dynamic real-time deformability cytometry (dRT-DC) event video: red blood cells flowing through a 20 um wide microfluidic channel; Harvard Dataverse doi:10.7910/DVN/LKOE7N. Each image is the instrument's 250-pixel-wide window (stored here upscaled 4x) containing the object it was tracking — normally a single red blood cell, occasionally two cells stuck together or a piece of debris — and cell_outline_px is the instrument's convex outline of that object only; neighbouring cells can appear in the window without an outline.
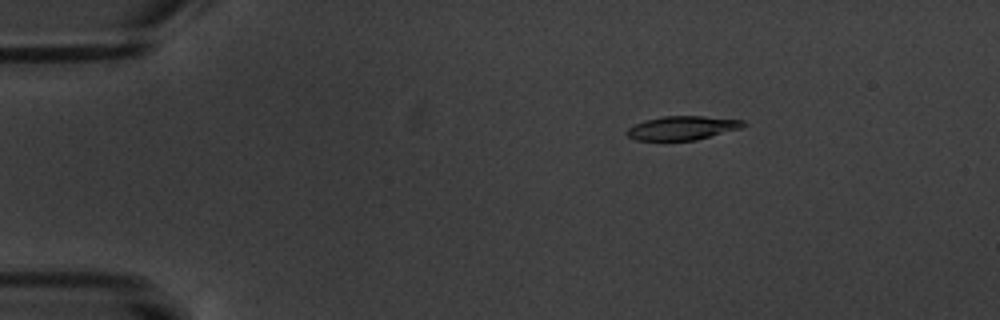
{"species": "common noctule bat (a hibernating species)", "species_latin": "Nyctalus noctula", "temperature_condition": "warm", "stored_images_in_passage": 5, "camera_frame_rate_fps": 3000, "um_per_image_px": 0.085, "animal": {"sex": "male", "body_mass_g": 20.1, "forearm_length_mm": 53.5}, "frame": {"image": 1, "passage_image": 2, "time_ms": 1.0, "image_size_px": [1000, 320], "cell_outline_px": [[748, 124], [740, 128], [696, 140], [636, 140], [628, 136], [624, 132], [632, 124], [644, 120], [664, 116], [704, 116], [744, 120]], "centroid_in_image_um": [57.97, 10.87], "position_along_channel_um": 27.0, "area_um2": 16.24}}
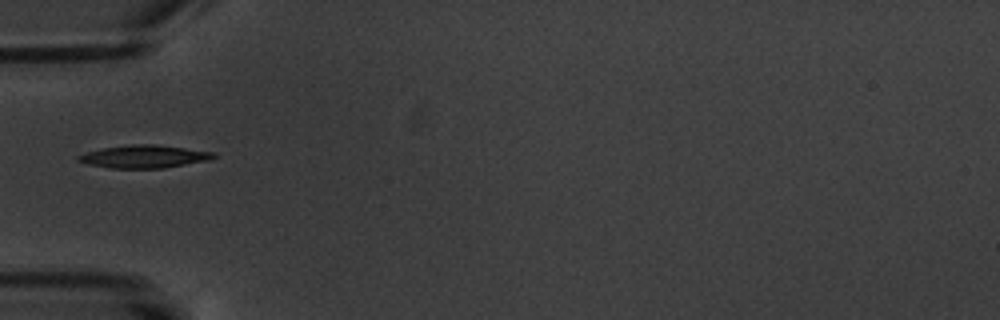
{"frame": {"image": 2, "passage_image": 4, "time_ms": 4.333, "image_size_px": [1000, 320], "cell_outline_px": [[216, 156], [208, 160], [164, 168], [108, 168], [88, 164], [76, 160], [76, 156], [88, 152], [104, 148], [132, 144], [156, 144], [216, 152]], "centroid_in_image_um": [12.26, 13.3], "position_along_channel_um": 72.7, "area_um2": 17.92}}